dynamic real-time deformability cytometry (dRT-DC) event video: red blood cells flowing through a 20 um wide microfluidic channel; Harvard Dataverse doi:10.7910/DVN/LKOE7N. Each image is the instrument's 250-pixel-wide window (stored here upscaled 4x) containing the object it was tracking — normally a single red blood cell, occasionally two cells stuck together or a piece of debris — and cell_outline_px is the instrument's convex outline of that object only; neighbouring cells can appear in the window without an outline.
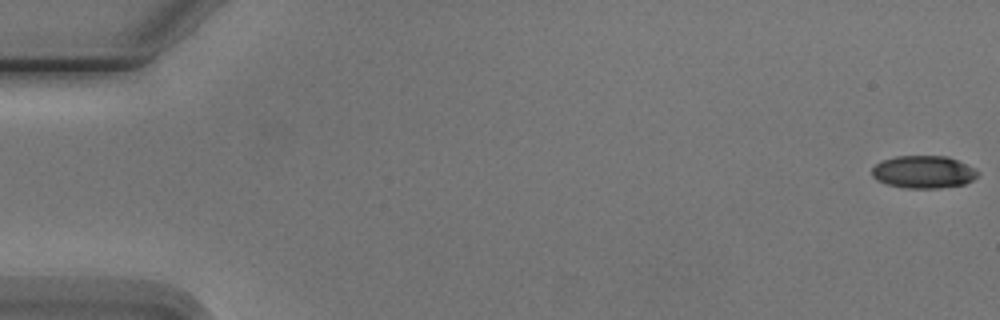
{"species": "Egyptian fruit bat (a non-hibernating species)", "species_latin": "Rousettus aegyptiacus", "temperature_condition": "cold", "stored_images_in_passage": 4, "camera_frame_rate_fps": 3000, "um_per_image_px": 0.085, "animal": {"sex": "male"}, "frame": {"image": 1, "passage_image": 1, "time_ms": 0.0, "image_size_px": [1000, 320], "cell_outline_px": [[980, 172], [972, 180], [964, 184], [940, 188], [904, 188], [888, 184], [876, 180], [872, 176], [872, 168], [876, 164], [884, 160], [896, 156], [948, 156], [976, 168]], "centroid_in_image_um": [78.51, 14.61], "position_along_channel_um": 6.5, "area_um2": 20.11}}